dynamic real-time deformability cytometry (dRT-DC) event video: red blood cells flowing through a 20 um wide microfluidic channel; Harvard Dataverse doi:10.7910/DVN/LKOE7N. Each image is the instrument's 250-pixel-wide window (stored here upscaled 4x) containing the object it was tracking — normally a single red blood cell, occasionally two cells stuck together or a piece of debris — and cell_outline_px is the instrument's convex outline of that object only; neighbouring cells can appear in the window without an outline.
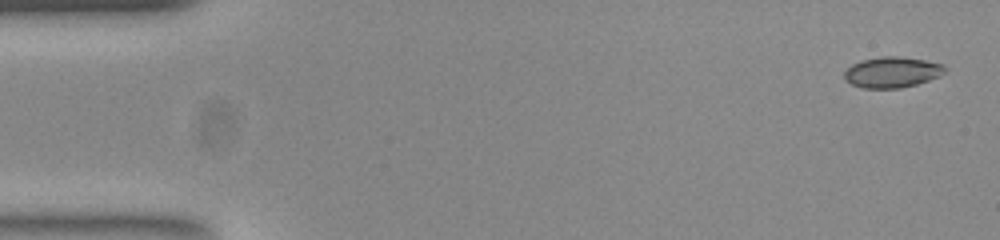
{"species": "common noctule bat (a hibernating species)", "species_latin": "Nyctalus noctula", "temperature_condition": "room temperature", "stored_images_in_passage": 51, "camera_frame_rate_fps": 3000, "um_per_image_px": 0.085, "animal": {"sex": "female", "body_mass_g": 23.0, "forearm_length_mm": 53.4}, "frame": {"image": 1, "passage_image": 1, "time_ms": 0.0, "image_size_px": [1000, 240], "cell_outline_px": [[948, 72], [940, 76], [916, 84], [900, 88], [864, 88], [852, 84], [844, 80], [844, 72], [852, 64], [860, 60], [880, 56], [900, 56], [924, 60], [944, 64], [948, 68]], "centroid_in_image_um": [75.86, 6.13], "position_along_channel_um": 9.1, "area_um2": 18.26}}
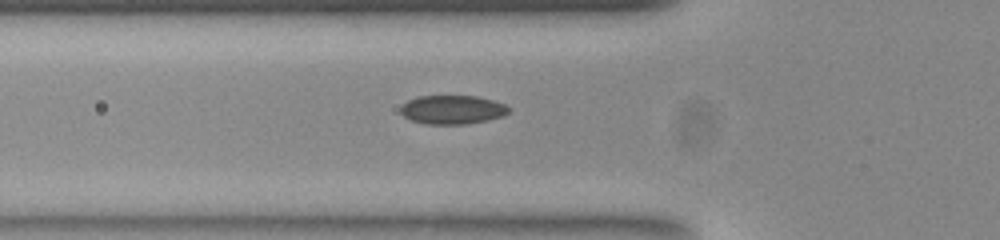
{"frame": {"image": 2, "passage_image": 17, "time_ms": 5.333, "image_size_px": [1000, 240], "cell_outline_px": [[512, 108], [504, 116], [488, 120], [464, 124], [424, 124], [412, 120], [404, 116], [400, 112], [400, 108], [408, 100], [420, 96], [476, 96], [492, 100], [504, 104]], "centroid_in_image_um": [38.47, 9.32], "position_along_channel_um": 87.3, "area_um2": 18.15}}
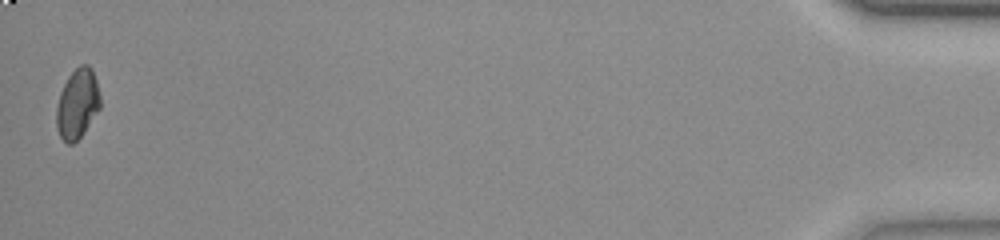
{"frame": {"image": 3, "passage_image": 51, "time_ms": 16.667, "image_size_px": [1000, 240], "cell_outline_px": [[100, 108], [84, 132], [72, 144], [68, 144], [60, 136], [56, 124], [56, 108], [60, 92], [68, 76], [80, 64], [88, 64], [92, 68], [96, 80], [100, 96]], "centroid_in_image_um": [6.58, 8.8], "position_along_channel_um": 428.6, "area_um2": 17.74}, "authors_computed_cell_mechanics": {"area_um2": 17.9758, "velocity_mm_per_s": 3.8853, "shape_relaxation_time_tau1_ms": null, "shape_relaxation_time_tau2_ms": 2.4238, "deformation_change_tau1": null, "deformation_change_tau2": 0.0571}}